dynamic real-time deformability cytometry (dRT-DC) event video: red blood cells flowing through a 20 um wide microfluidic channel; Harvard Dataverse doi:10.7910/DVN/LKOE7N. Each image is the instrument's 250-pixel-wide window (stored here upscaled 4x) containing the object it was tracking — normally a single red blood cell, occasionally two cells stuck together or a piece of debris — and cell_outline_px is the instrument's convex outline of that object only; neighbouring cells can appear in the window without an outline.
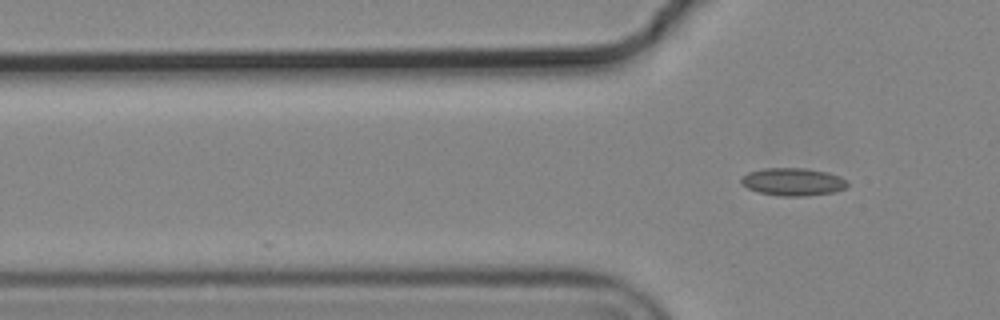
{"species": "common noctule bat (a hibernating species)", "species_latin": "Nyctalus noctula", "temperature_condition": "cold", "stored_images_in_passage": 3, "camera_frame_rate_fps": 3000, "um_per_image_px": 0.085, "animal": {"sex": "male", "body_mass_g": 19.2, "forearm_length_mm": 51.8}, "frame": {"image": 1, "passage_image": 3, "time_ms": 0.667, "image_size_px": [1000, 320], "cell_outline_px": [[848, 184], [844, 188], [832, 192], [808, 196], [780, 196], [760, 192], [748, 188], [740, 184], [740, 176], [748, 172], [764, 168], [804, 168], [828, 172], [840, 176]], "centroid_in_image_um": [67.35, 15.45], "position_along_channel_um": 58.5, "area_um2": 17.17}}